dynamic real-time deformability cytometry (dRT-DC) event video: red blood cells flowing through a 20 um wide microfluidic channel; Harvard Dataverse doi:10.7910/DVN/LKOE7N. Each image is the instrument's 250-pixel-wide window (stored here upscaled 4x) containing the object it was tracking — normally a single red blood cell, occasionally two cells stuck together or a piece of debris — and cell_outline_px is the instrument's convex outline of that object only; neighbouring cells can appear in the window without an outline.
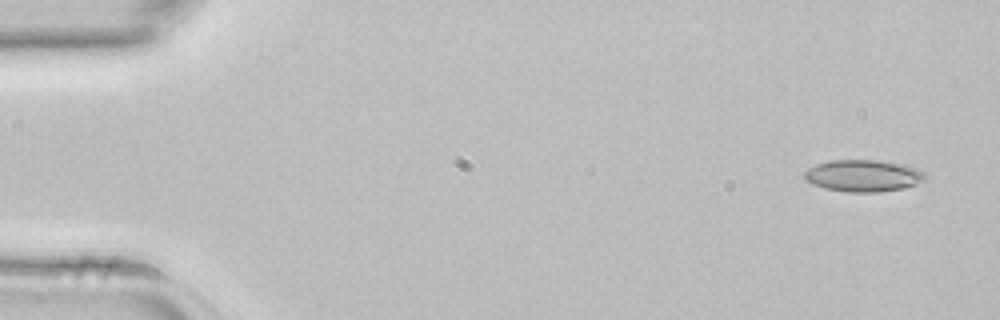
{"species": "common noctule bat (a hibernating species)", "species_latin": "Nyctalus noctula", "temperature_condition": "room temperature", "stored_images_in_passage": 4, "camera_frame_rate_fps": 3000, "um_per_image_px": 0.085, "animal": {"sex": "female", "body_mass_g": 22.7, "forearm_length_mm": 54.2}, "frame": {"image": 1, "passage_image": 1, "time_ms": 0.0, "image_size_px": [1000, 320], "cell_outline_px": [[924, 180], [916, 184], [904, 188], [876, 192], [848, 192], [824, 188], [812, 184], [804, 180], [804, 172], [808, 168], [816, 164], [832, 160], [880, 160], [916, 168], [924, 172]], "centroid_in_image_um": [73.32, 14.94], "position_along_channel_um": 11.7, "area_um2": 22.31}}
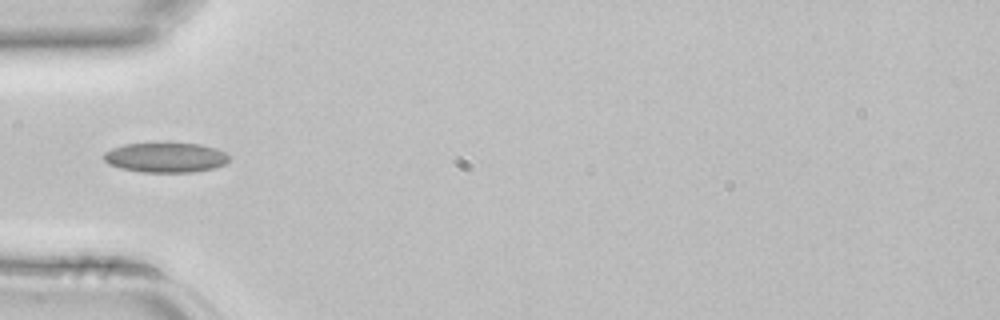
{"frame": {"image": 2, "passage_image": 4, "time_ms": 1.0, "image_size_px": [1000, 320], "cell_outline_px": [[228, 160], [224, 164], [216, 168], [192, 172], [140, 172], [120, 168], [108, 164], [104, 160], [104, 152], [112, 148], [124, 144], [200, 144], [216, 148], [224, 152], [228, 156]], "centroid_in_image_um": [14.06, 13.4], "position_along_channel_um": 70.9, "area_um2": 21.62}}